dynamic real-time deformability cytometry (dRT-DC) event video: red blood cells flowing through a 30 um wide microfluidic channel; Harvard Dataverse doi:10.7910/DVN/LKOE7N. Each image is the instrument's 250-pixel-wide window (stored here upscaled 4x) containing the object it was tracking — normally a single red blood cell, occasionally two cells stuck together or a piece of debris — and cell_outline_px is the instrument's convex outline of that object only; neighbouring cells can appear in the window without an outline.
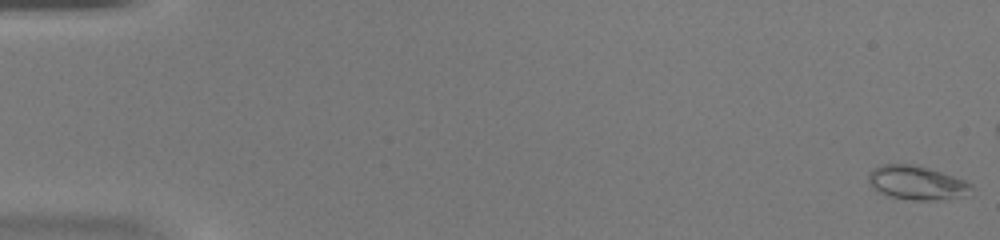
{"species": "common noctule bat (a hibernating species)", "species_latin": "Nyctalus noctula", "temperature_condition": "warm", "stored_images_in_passage": 47, "camera_frame_rate_fps": 3000, "um_per_image_px": 0.085, "animal": {"sex": "female", "body_mass_g": 20.0, "forearm_length_mm": 54.0}, "frame": {"image": 1, "passage_image": 1, "time_ms": 0.0, "image_size_px": [1000, 240], "cell_outline_px": [[972, 196], [932, 200], [912, 200], [892, 196], [880, 192], [868, 184], [868, 172], [884, 164], [912, 164], [928, 168], [964, 180], [972, 184]], "centroid_in_image_um": [77.97, 15.55], "position_along_channel_um": 7.0, "area_um2": 20.29}}
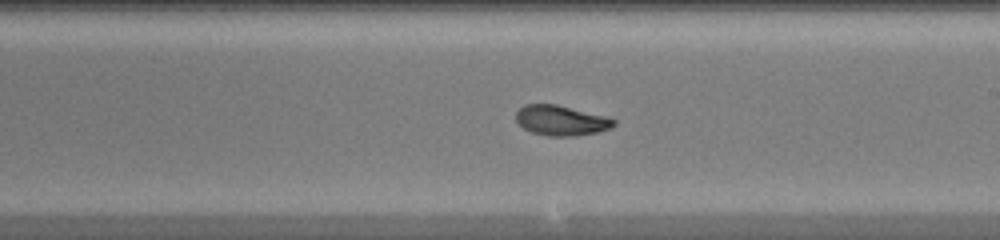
{"frame": {"image": 2, "passage_image": 30, "time_ms": 9.667, "image_size_px": [1000, 240], "cell_outline_px": [[616, 124], [612, 128], [596, 132], [576, 136], [548, 136], [532, 132], [524, 128], [516, 120], [516, 112], [524, 104], [556, 104], [608, 116], [616, 120]], "centroid_in_image_um": [47.73, 10.23], "position_along_channel_um": 241.3, "area_um2": 17.28}}
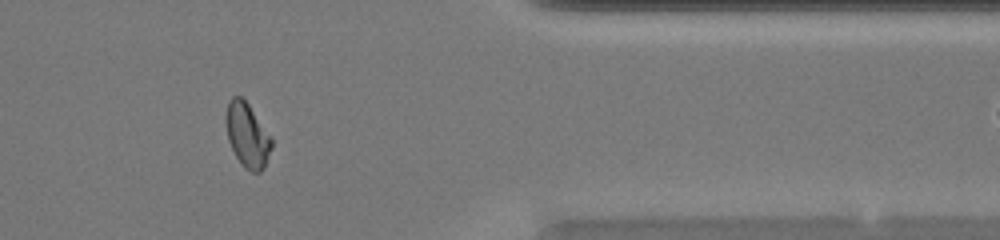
{"frame": {"image": 3, "passage_image": 42, "time_ms": 13.667, "image_size_px": [1000, 240], "cell_outline_px": [[272, 148], [264, 168], [260, 172], [252, 172], [244, 168], [236, 156], [228, 140], [224, 120], [224, 116], [228, 100], [232, 96], [240, 96], [248, 104], [272, 136]], "centroid_in_image_um": [21.01, 11.47], "position_along_channel_um": 390.4, "area_um2": 17.4}, "authors_computed_cell_mechanics": {"area_um2": 17.5134, "velocity_mm_per_s": 4.1885, "shape_relaxation_time_tau1_ms": 4.6098, "shape_relaxation_time_tau2_ms": 1.5491, "deformation_change_tau1": 0.1797, "deformation_change_tau2": 0.0635}}